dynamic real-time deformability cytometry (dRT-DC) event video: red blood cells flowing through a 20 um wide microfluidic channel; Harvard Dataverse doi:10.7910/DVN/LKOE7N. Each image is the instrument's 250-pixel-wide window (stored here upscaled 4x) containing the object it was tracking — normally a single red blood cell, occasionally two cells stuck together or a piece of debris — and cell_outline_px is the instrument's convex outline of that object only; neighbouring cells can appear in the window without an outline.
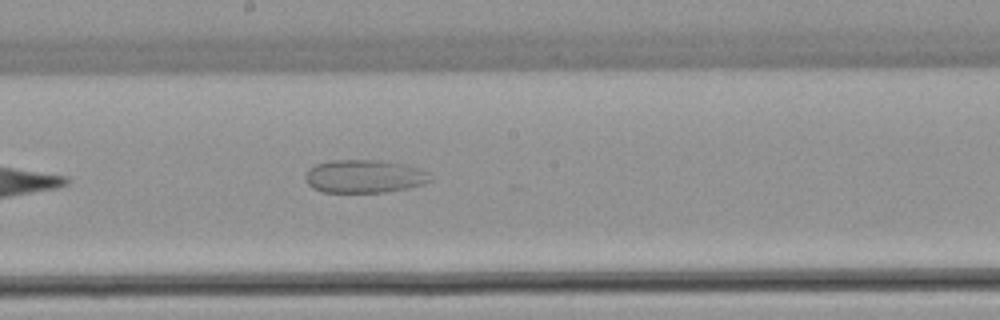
{"species": "common noctule bat (a hibernating species)", "species_latin": "Nyctalus noctula", "temperature_condition": "warm", "stored_images_in_passage": 5, "camera_frame_rate_fps": 3000, "um_per_image_px": 0.085, "animal": {"sex": "female", "body_mass_g": 22.7, "forearm_length_mm": 54.2}, "frame": {"image": 1, "passage_image": 5, "time_ms": 5.333, "image_size_px": [1000, 320], "cell_outline_px": [[432, 180], [424, 184], [408, 188], [384, 192], [324, 192], [312, 188], [304, 180], [304, 176], [308, 168], [316, 164], [332, 160], [380, 160], [408, 164], [420, 168], [428, 172]], "centroid_in_image_um": [30.97, 14.98], "position_along_channel_um": 217.2, "area_um2": 24.45}}